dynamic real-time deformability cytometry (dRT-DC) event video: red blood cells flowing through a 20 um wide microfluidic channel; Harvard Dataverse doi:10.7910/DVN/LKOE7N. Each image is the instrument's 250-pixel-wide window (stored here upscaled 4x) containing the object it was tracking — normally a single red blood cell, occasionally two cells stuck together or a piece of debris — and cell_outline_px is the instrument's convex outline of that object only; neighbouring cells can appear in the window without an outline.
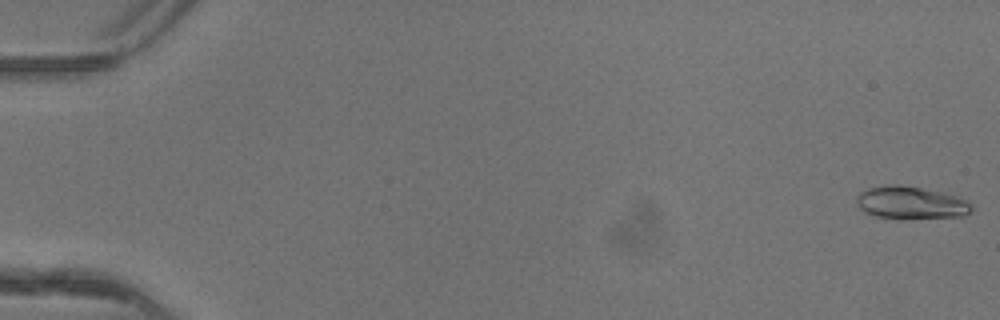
{"species": "common noctule bat (a hibernating species)", "species_latin": "Nyctalus noctula", "temperature_condition": "warm", "stored_images_in_passage": 51, "camera_frame_rate_fps": 3000, "um_per_image_px": 0.085, "animal": {"sex": "female"}, "frame": {"image": 1, "passage_image": 1, "time_ms": 0.0, "image_size_px": [1000, 320], "cell_outline_px": [[972, 208], [964, 216], [876, 216], [864, 212], [856, 204], [856, 200], [860, 192], [868, 188], [892, 184], [896, 184], [944, 192], [956, 196], [972, 204]], "centroid_in_image_um": [77.39, 17.18], "position_along_channel_um": 7.6, "area_um2": 20.81}}
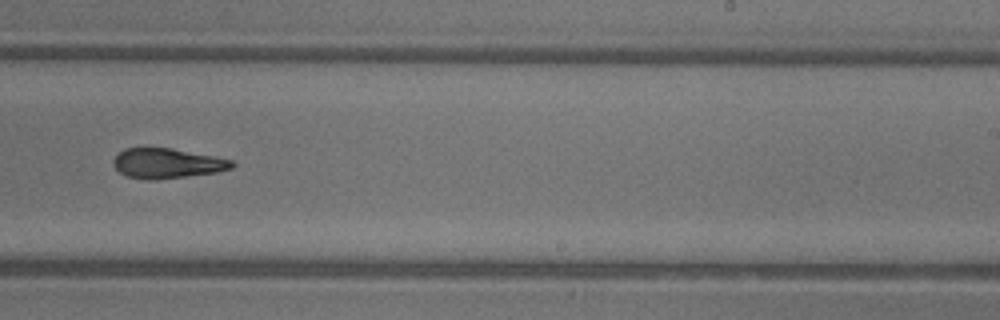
{"frame": {"image": 2, "passage_image": 33, "time_ms": 10.667, "image_size_px": [1000, 320], "cell_outline_px": [[236, 164], [232, 168], [216, 172], [156, 180], [148, 180], [128, 176], [120, 172], [112, 164], [112, 160], [124, 148], [172, 148], [232, 160]], "centroid_in_image_um": [14.19, 13.88], "position_along_channel_um": 274.8, "area_um2": 20.52}}
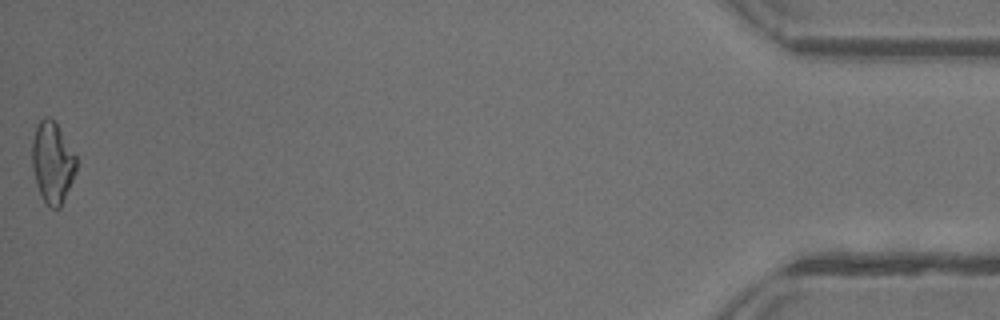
{"frame": {"image": 3, "passage_image": 51, "time_ms": 16.667, "image_size_px": [1000, 320], "cell_outline_px": [[76, 172], [60, 208], [52, 208], [44, 200], [36, 184], [32, 168], [32, 140], [36, 124], [44, 116], [48, 116], [56, 124], [76, 156]], "centroid_in_image_um": [4.44, 13.8], "position_along_channel_um": 430.8, "area_um2": 20.69}, "authors_computed_cell_mechanics": {"area_um2": 20.9236, "velocity_mm_per_s": 4.174, "shape_relaxation_time_tau1_ms": 6.6088, "shape_relaxation_time_tau2_ms": 3.2006, "deformation_change_tau1": 0.2123, "deformation_change_tau2": 0.1226}}